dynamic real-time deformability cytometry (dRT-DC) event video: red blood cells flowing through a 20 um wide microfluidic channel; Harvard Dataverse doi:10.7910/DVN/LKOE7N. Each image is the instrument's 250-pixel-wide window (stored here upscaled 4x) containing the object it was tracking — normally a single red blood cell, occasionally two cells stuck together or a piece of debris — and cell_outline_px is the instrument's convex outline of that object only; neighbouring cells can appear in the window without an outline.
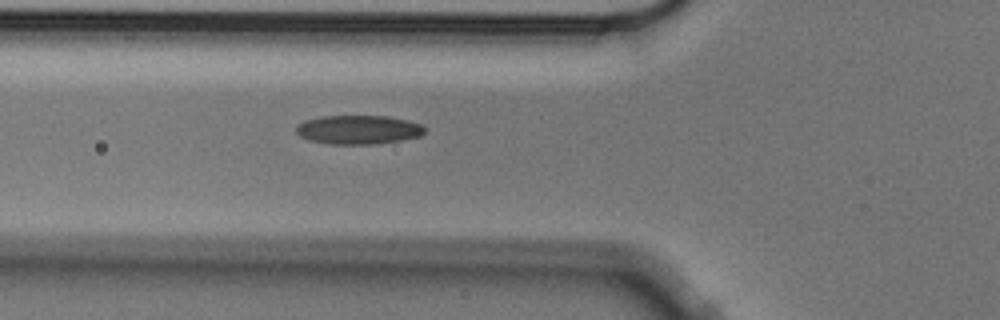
{"species": "Egyptian fruit bat (a non-hibernating species)", "species_latin": "Rousettus aegyptiacus", "temperature_condition": "cold", "stored_images_in_passage": 4, "camera_frame_rate_fps": 3000, "um_per_image_px": 0.085, "animal": {"sex": "male"}, "frame": {"image": 1, "passage_image": 4, "time_ms": 1.0, "image_size_px": [1000, 320], "cell_outline_px": [[424, 132], [420, 136], [400, 140], [376, 144], [328, 144], [308, 140], [300, 136], [296, 132], [296, 124], [304, 120], [320, 116], [388, 116], [420, 124], [424, 128]], "centroid_in_image_um": [30.39, 11.02], "position_along_channel_um": 95.4, "area_um2": 21.68}}